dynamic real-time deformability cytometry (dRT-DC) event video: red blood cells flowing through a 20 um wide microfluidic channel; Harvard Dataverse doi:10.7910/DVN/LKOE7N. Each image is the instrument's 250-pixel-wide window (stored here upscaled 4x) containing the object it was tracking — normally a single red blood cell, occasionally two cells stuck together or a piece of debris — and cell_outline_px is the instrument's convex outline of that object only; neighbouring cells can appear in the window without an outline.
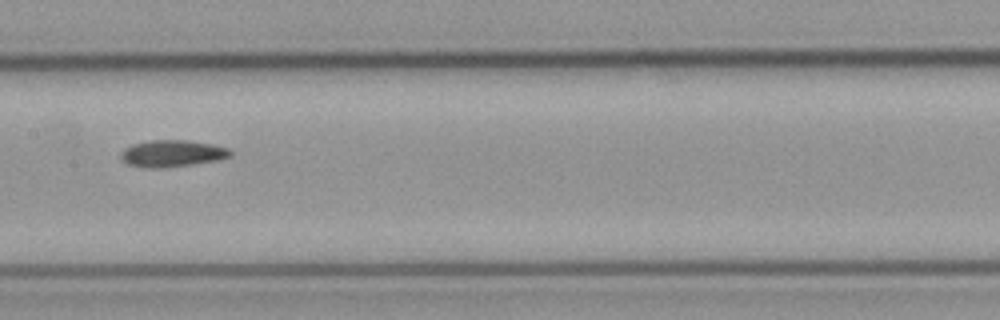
{"species": "common noctule bat (a hibernating species)", "species_latin": "Nyctalus noctula", "temperature_condition": "cold", "stored_images_in_passage": 15, "camera_frame_rate_fps": 3000, "um_per_image_px": 0.085, "animal": {"sex": "male", "body_mass_g": 23.1, "forearm_length_mm": 52.7}, "frame": {"image": 1, "passage_image": 7, "time_ms": 8.667, "image_size_px": [1000, 320], "cell_outline_px": [[232, 156], [216, 160], [192, 164], [164, 168], [148, 168], [128, 164], [120, 160], [120, 152], [124, 148], [132, 144], [148, 140], [188, 140], [212, 144], [228, 148], [232, 152]], "centroid_in_image_um": [14.59, 13.04], "position_along_channel_um": 192.8, "area_um2": 17.22}}
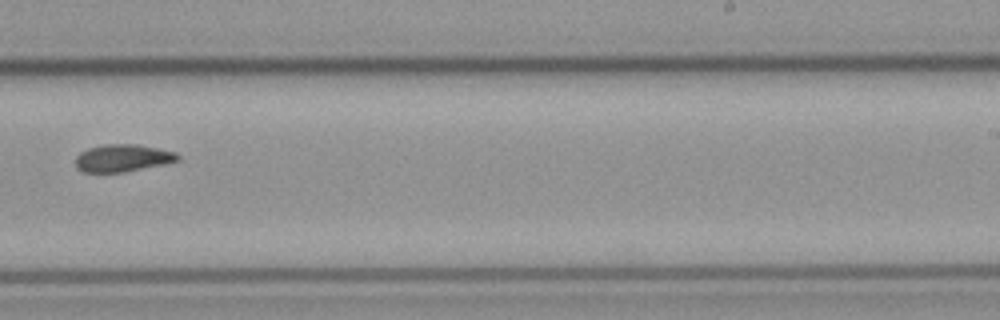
{"frame": {"image": 2, "passage_image": 9, "time_ms": 11.0, "image_size_px": [1000, 320], "cell_outline_px": [[180, 160], [164, 164], [124, 172], [84, 172], [76, 168], [76, 156], [80, 152], [88, 148], [104, 144], [136, 144], [176, 152], [180, 156]], "centroid_in_image_um": [10.42, 13.43], "position_along_channel_um": 278.6, "area_um2": 16.3}}
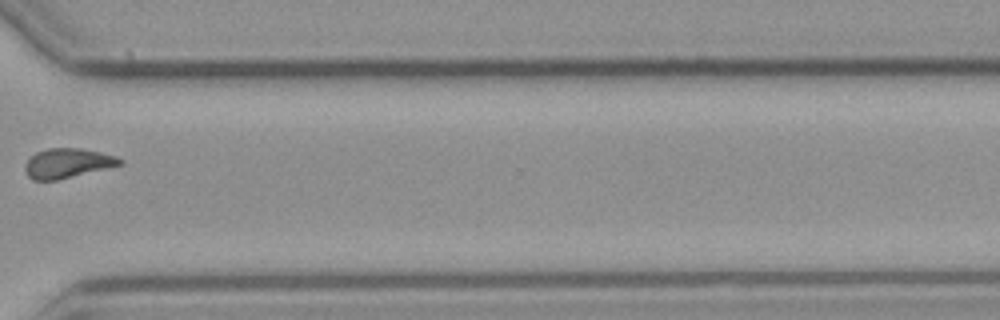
{"frame": {"image": 3, "passage_image": 11, "time_ms": 13.333, "image_size_px": [1000, 320], "cell_outline_px": [[124, 164], [108, 168], [56, 180], [32, 180], [28, 176], [24, 168], [24, 164], [36, 152], [48, 148], [80, 148], [100, 152], [116, 156], [124, 160]], "centroid_in_image_um": [5.75, 13.87], "position_along_channel_um": 364.8, "area_um2": 16.36}}